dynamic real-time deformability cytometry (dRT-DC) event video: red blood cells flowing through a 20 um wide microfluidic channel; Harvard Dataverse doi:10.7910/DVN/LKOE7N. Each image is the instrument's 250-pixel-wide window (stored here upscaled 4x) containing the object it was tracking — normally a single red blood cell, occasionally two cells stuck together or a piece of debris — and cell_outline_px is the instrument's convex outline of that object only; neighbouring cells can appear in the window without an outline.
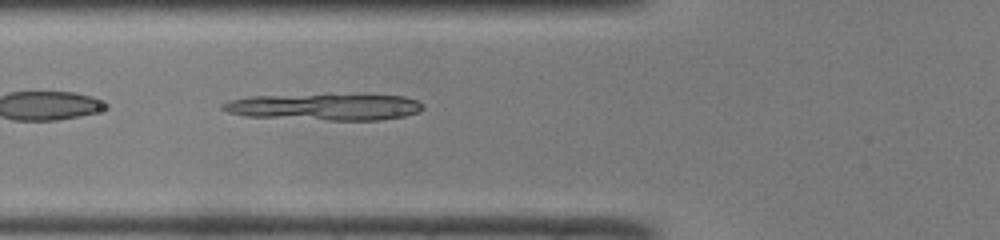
{"species": "common noctule bat (a hibernating species)", "species_latin": "Nyctalus noctula", "temperature_condition": "room temperature", "stored_images_in_passage": 34, "camera_frame_rate_fps": 3000, "um_per_image_px": 0.085, "animal": {"sex": "male", "body_mass_g": 19.0, "forearm_length_mm": 50.8}, "frame": {"image": 1, "passage_image": 3, "time_ms": 0.667, "image_size_px": [1000, 240], "cell_outline_px": [[424, 108], [420, 112], [404, 116], [380, 120], [328, 120], [248, 116], [228, 112], [220, 108], [220, 104], [228, 100], [252, 96], [328, 92], [364, 92], [404, 96], [416, 100], [424, 104]], "centroid_in_image_um": [27.67, 9.02], "position_along_channel_um": 98.1, "area_um2": 32.95}}
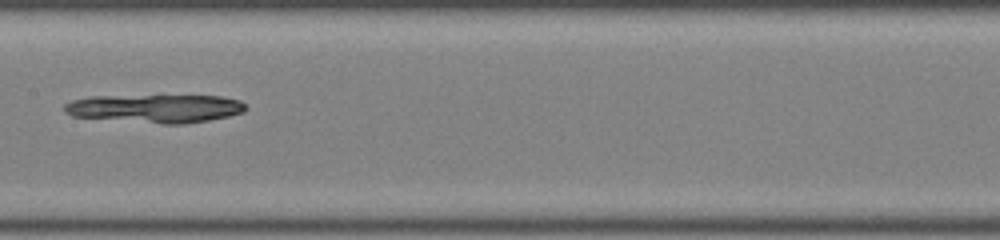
{"frame": {"image": 2, "passage_image": 10, "time_ms": 3.0, "image_size_px": [1000, 240], "cell_outline_px": [[248, 108], [244, 112], [228, 116], [208, 120], [184, 124], [164, 124], [72, 116], [64, 112], [64, 104], [72, 100], [88, 96], [220, 96], [240, 100]], "centroid_in_image_um": [13.2, 9.22], "position_along_channel_um": 194.2, "area_um2": 29.88}}
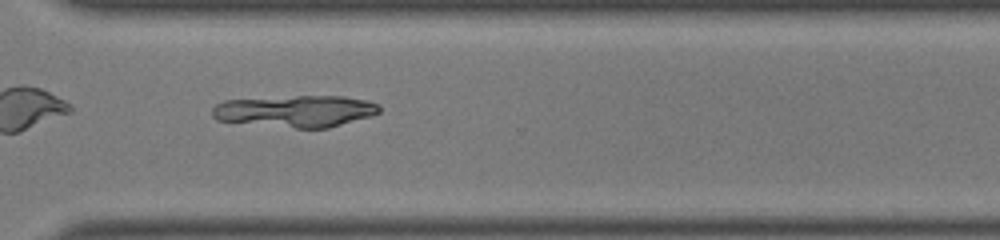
{"frame": {"image": 3, "passage_image": 21, "time_ms": 6.667, "image_size_px": [1000, 240], "cell_outline_px": [[380, 112], [372, 116], [328, 128], [296, 128], [216, 120], [212, 116], [212, 108], [216, 104], [224, 100], [296, 96], [344, 96], [364, 100], [380, 104]], "centroid_in_image_um": [25.14, 9.44], "position_along_channel_um": 345.5, "area_um2": 30.87}}